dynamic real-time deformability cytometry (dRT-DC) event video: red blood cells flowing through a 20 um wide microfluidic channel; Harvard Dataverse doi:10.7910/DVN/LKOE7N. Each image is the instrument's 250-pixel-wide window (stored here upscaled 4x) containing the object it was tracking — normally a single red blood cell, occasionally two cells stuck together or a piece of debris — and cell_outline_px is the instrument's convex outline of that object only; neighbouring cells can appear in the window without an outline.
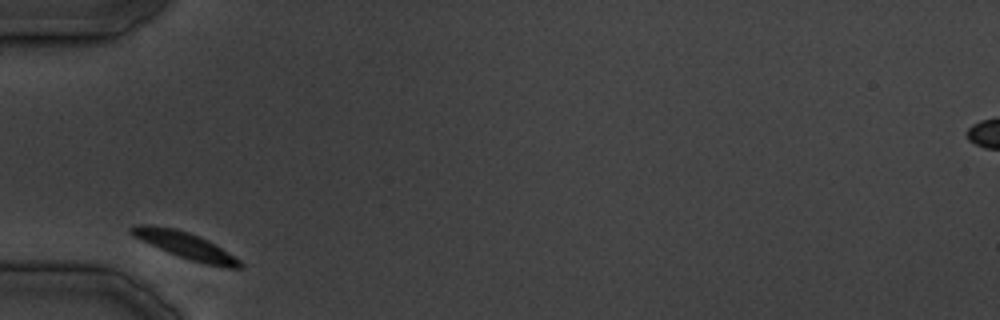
{"species": "common noctule bat (a hibernating species)", "species_latin": "Nyctalus noctula", "temperature_condition": "cold", "stored_images_in_passage": 22, "camera_frame_rate_fps": 3000, "um_per_image_px": 0.085, "animal": {"sex": "male", "body_mass_g": 19.5, "forearm_length_mm": 54.6}, "frame": {"image": 1, "passage_image": 1, "time_ms": 0.0, "image_size_px": [1000, 320], "cell_outline_px": [[244, 268], [228, 268], [204, 264], [168, 252], [132, 236], [128, 232], [128, 228], [136, 224], [152, 224], [176, 228], [188, 232], [208, 240], [240, 260], [244, 264]], "centroid_in_image_um": [15.72, 20.84], "position_along_channel_um": 69.3, "area_um2": 16.88}}
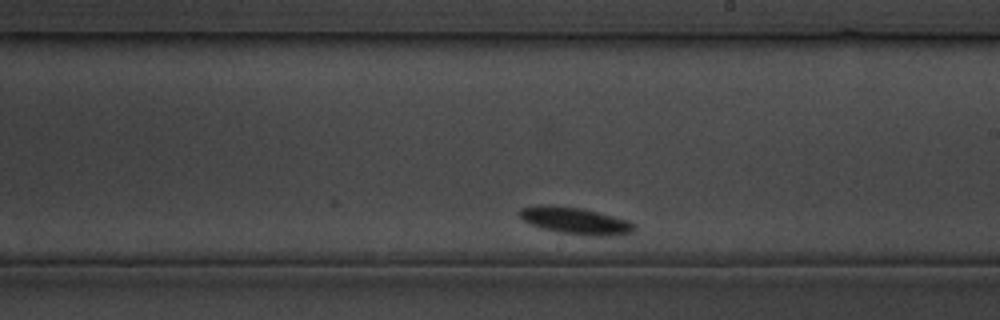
{"frame": {"image": 2, "passage_image": 13, "time_ms": 14.667, "image_size_px": [1000, 320], "cell_outline_px": [[636, 232], [624, 236], [592, 236], [556, 232], [532, 224], [524, 220], [516, 212], [520, 208], [536, 204], [552, 204], [580, 208], [600, 212], [628, 220], [636, 224]], "centroid_in_image_um": [48.97, 18.76], "position_along_channel_um": 240.0, "area_um2": 18.55}}